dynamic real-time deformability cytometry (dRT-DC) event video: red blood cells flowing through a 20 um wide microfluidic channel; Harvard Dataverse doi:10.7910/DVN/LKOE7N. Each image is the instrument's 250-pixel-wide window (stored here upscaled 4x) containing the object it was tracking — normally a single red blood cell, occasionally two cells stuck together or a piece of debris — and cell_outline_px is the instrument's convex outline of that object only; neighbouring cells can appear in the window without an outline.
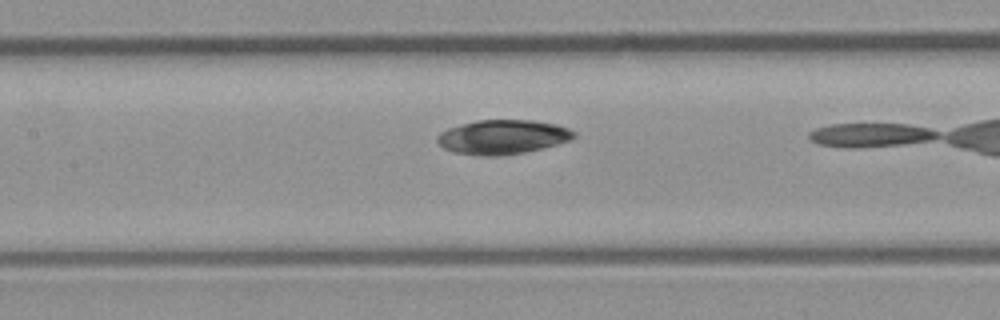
{"species": "common noctule bat (a hibernating species)", "species_latin": "Nyctalus noctula", "temperature_condition": "room temperature", "stored_images_in_passage": 7, "camera_frame_rate_fps": 3000, "um_per_image_px": 0.085, "animal": {"sex": "male", "body_mass_g": 23.1, "forearm_length_mm": 52.7}, "frame": {"image": 1, "passage_image": 6, "time_ms": 6.0, "image_size_px": [1000, 320], "cell_outline_px": [[576, 136], [568, 140], [556, 144], [524, 152], [500, 156], [480, 156], [452, 152], [444, 148], [436, 140], [436, 136], [440, 132], [448, 128], [460, 124], [476, 120], [532, 120], [556, 124], [568, 128], [576, 132]], "centroid_in_image_um": [42.68, 11.64], "position_along_channel_um": 164.7, "area_um2": 27.34}}